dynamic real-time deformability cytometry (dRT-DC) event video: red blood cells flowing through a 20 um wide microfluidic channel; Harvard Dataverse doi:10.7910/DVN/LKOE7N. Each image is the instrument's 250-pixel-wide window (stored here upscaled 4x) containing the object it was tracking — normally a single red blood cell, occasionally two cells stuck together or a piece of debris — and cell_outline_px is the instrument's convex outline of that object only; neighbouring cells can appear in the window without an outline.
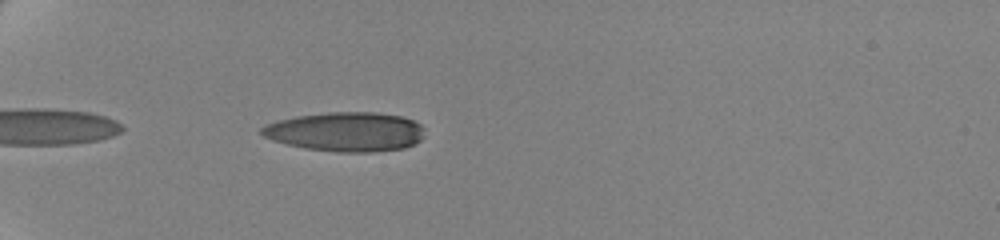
{"species": "human", "species_latin": "Homo sapiens", "temperature_condition": "cold", "stored_images_in_passage": 42, "camera_frame_rate_fps": 3000, "um_per_image_px": 0.085, "donor": {"sex": "female"}, "frame": {"image": 1, "passage_image": 3, "time_ms": 0.667, "image_size_px": [1000, 240], "cell_outline_px": [[424, 136], [420, 140], [404, 148], [372, 152], [336, 152], [304, 148], [272, 140], [264, 136], [260, 132], [260, 128], [264, 124], [276, 120], [296, 116], [328, 112], [376, 112], [400, 116], [412, 120], [420, 124], [424, 128]], "centroid_in_image_um": [29.37, 11.19], "position_along_channel_um": 55.6, "area_um2": 37.51}}
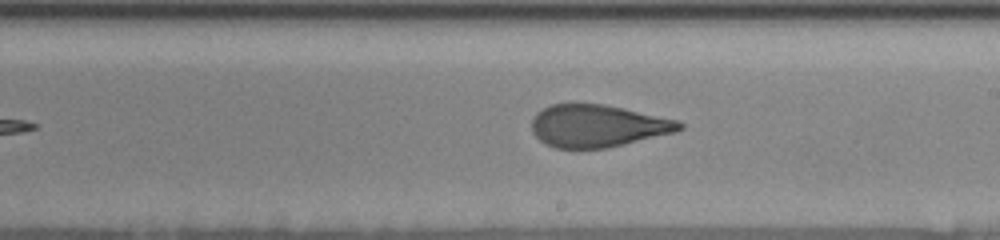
{"frame": {"image": 2, "passage_image": 21, "time_ms": 6.667, "image_size_px": [1000, 240], "cell_outline_px": [[684, 128], [676, 132], [608, 148], [556, 148], [544, 144], [532, 132], [532, 120], [536, 112], [552, 104], [604, 104], [624, 108], [680, 120], [684, 124]], "centroid_in_image_um": [50.83, 10.7], "position_along_channel_um": 238.2, "area_um2": 36.65}}
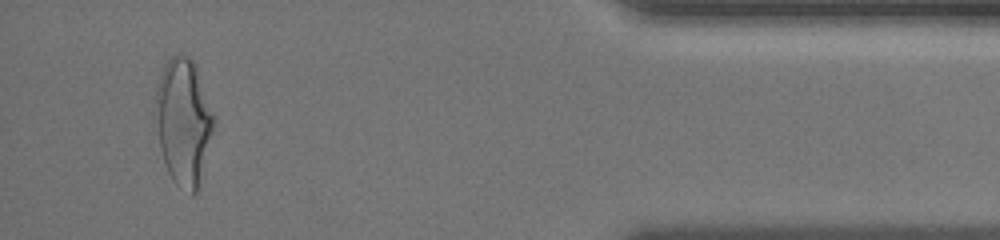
{"frame": {"image": 3, "passage_image": 40, "time_ms": 13.0, "image_size_px": [1000, 240], "cell_outline_px": [[216, 120], [196, 192], [192, 196], [176, 184], [172, 180], [168, 172], [160, 148], [152, 104], [156, 88], [164, 64], [172, 56], [188, 56], [196, 64], [216, 116]], "centroid_in_image_um": [15.58, 10.3], "position_along_channel_um": 419.6, "area_um2": 43.41}, "authors_computed_cell_mechanics": {"area_um2": 38.0035, "velocity_mm_per_s": 3.5081, "shape_relaxation_time_tau1_ms": 5.9557, "shape_relaxation_time_tau2_ms": 1.1634, "deformation_change_tau1": 0.209, "deformation_change_tau2": 0.0846}}